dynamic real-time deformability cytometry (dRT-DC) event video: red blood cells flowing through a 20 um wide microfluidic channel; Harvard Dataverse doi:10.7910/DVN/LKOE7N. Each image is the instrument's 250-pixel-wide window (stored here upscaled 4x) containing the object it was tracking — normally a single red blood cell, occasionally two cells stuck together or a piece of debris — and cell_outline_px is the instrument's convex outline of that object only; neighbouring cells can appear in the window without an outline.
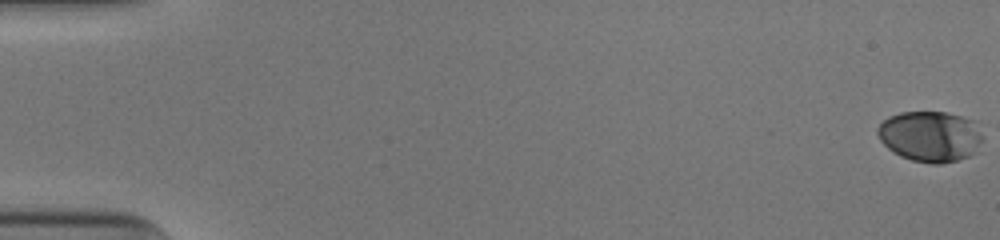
{"species": "human", "species_latin": "Homo sapiens", "temperature_condition": "cold", "stored_images_in_passage": 54, "camera_frame_rate_fps": 3000, "um_per_image_px": 0.085, "donor": {"sex": "male"}, "frame": {"image": 1, "passage_image": 1, "time_ms": 0.0, "image_size_px": [1000, 240], "cell_outline_px": [[984, 140], [980, 152], [956, 160], [940, 164], [932, 164], [912, 160], [900, 156], [892, 152], [880, 140], [876, 132], [876, 128], [888, 116], [900, 112], [944, 112], [976, 120]], "centroid_in_image_um": [79.11, 11.59], "position_along_channel_um": 5.9, "area_um2": 31.67}}
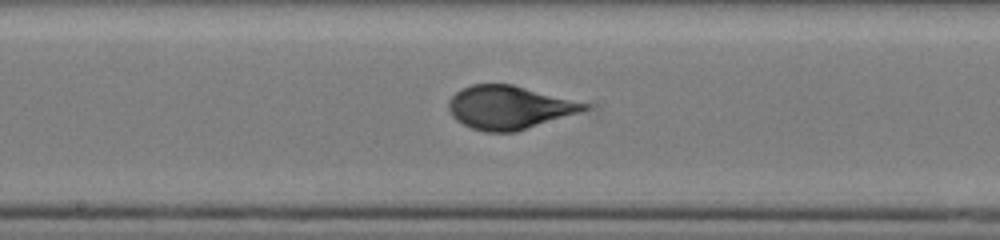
{"frame": {"image": 2, "passage_image": 30, "time_ms": 9.667, "image_size_px": [1000, 240], "cell_outline_px": [[592, 108], [516, 132], [484, 132], [472, 128], [456, 120], [452, 116], [448, 108], [448, 100], [460, 88], [472, 84], [512, 84], [588, 104]], "centroid_in_image_um": [43.23, 9.13], "position_along_channel_um": 205.0, "area_um2": 34.1}}
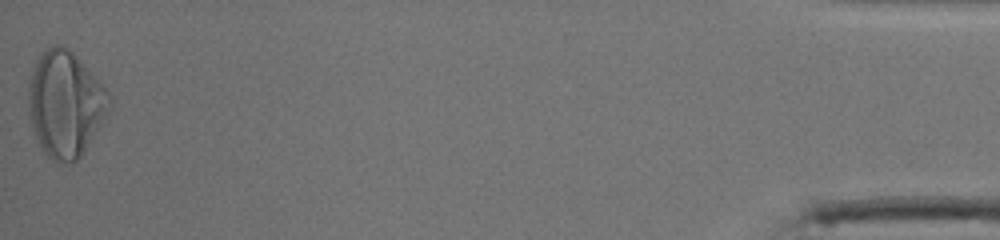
{"frame": {"image": 3, "passage_image": 54, "time_ms": 17.667, "image_size_px": [1000, 240], "cell_outline_px": [[112, 100], [104, 116], [80, 156], [76, 160], [56, 164], [44, 152], [36, 140], [32, 124], [28, 104], [28, 88], [32, 68], [40, 52], [56, 44], [60, 44], [68, 48], [76, 56], [112, 96]], "centroid_in_image_um": [5.5, 8.81], "position_along_channel_um": 429.7, "area_um2": 49.07}, "authors_computed_cell_mechanics": {"area_um2": 33.6685, "velocity_mm_per_s": 3.9251, "shape_relaxation_time_tau1_ms": 3.6246, "shape_relaxation_time_tau2_ms": null, "deformation_change_tau1": 0.1694, "deformation_change_tau2": null}}